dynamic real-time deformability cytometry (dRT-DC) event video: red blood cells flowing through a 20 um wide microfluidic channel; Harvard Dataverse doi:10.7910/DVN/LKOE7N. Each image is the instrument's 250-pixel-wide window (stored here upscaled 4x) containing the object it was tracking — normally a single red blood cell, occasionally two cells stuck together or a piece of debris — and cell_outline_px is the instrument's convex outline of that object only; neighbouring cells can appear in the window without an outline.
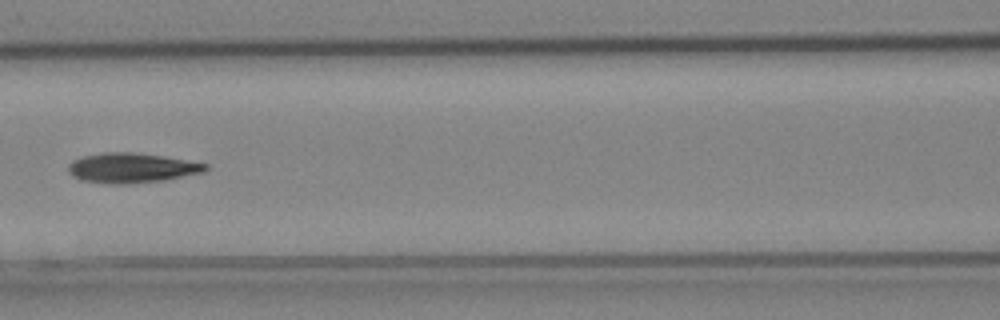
{"species": "Egyptian fruit bat (a non-hibernating species)", "species_latin": "Rousettus aegyptiacus", "temperature_condition": "cold", "stored_images_in_passage": 7, "camera_frame_rate_fps": 3000, "um_per_image_px": 0.085, "animal": {"sex": "female"}, "frame": {"image": 1, "passage_image": 7, "time_ms": 2.0, "image_size_px": [1000, 320], "cell_outline_px": [[208, 168], [204, 172], [164, 180], [128, 184], [112, 184], [80, 180], [72, 176], [68, 172], [68, 164], [72, 160], [84, 156], [104, 152], [132, 152], [160, 156], [208, 164]], "centroid_in_image_um": [11.14, 14.28], "position_along_channel_um": 155.5, "area_um2": 23.76}}